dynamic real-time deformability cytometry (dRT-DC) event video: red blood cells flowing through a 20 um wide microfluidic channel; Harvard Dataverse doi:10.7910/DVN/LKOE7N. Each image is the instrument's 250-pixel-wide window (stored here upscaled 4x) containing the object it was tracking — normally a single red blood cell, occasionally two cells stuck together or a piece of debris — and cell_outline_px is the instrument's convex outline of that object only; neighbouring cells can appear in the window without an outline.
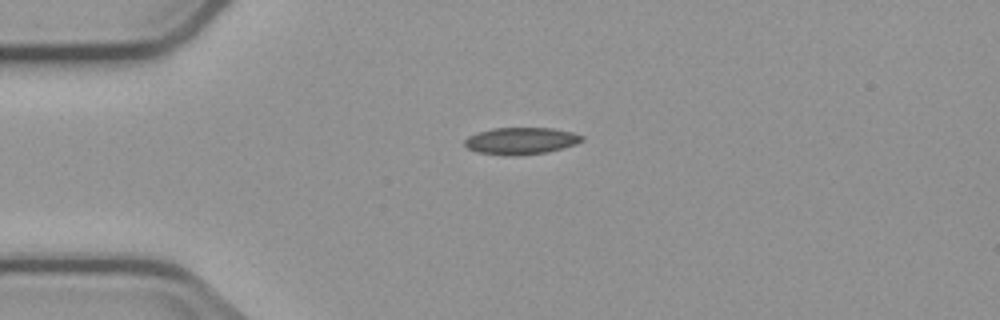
{"species": "common noctule bat (a hibernating species)", "species_latin": "Nyctalus noctula", "temperature_condition": "cold", "stored_images_in_passage": 3, "camera_frame_rate_fps": 3000, "um_per_image_px": 0.085, "animal": {"sex": "male", "body_mass_g": 23.1, "forearm_length_mm": 52.7}, "frame": {"image": 1, "passage_image": 1, "time_ms": 0.0, "image_size_px": [1000, 320], "cell_outline_px": [[584, 140], [576, 144], [564, 148], [548, 152], [516, 156], [504, 156], [476, 152], [468, 148], [464, 144], [464, 140], [468, 136], [492, 128], [552, 128], [572, 132], [584, 136]], "centroid_in_image_um": [44.29, 11.99], "position_along_channel_um": 40.7, "area_um2": 18.61}}
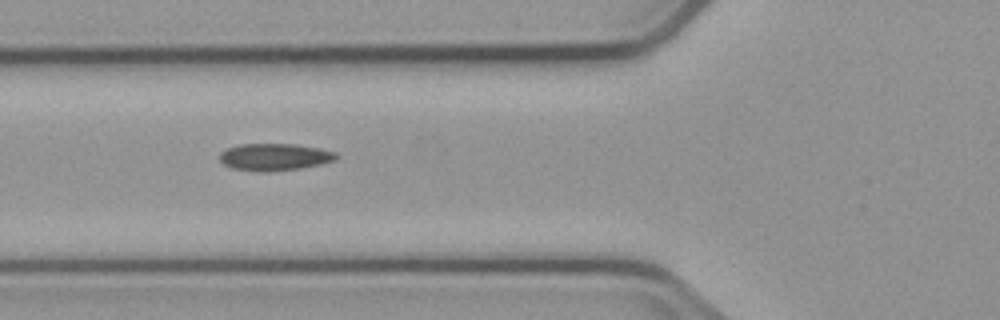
{"frame": {"image": 2, "passage_image": 3, "time_ms": 2.333, "image_size_px": [1000, 320], "cell_outline_px": [[340, 156], [336, 160], [320, 164], [300, 168], [260, 172], [232, 168], [224, 164], [220, 160], [220, 152], [228, 148], [240, 144], [296, 144], [320, 148], [336, 152]], "centroid_in_image_um": [23.37, 13.33], "position_along_channel_um": 102.4, "area_um2": 18.38}}